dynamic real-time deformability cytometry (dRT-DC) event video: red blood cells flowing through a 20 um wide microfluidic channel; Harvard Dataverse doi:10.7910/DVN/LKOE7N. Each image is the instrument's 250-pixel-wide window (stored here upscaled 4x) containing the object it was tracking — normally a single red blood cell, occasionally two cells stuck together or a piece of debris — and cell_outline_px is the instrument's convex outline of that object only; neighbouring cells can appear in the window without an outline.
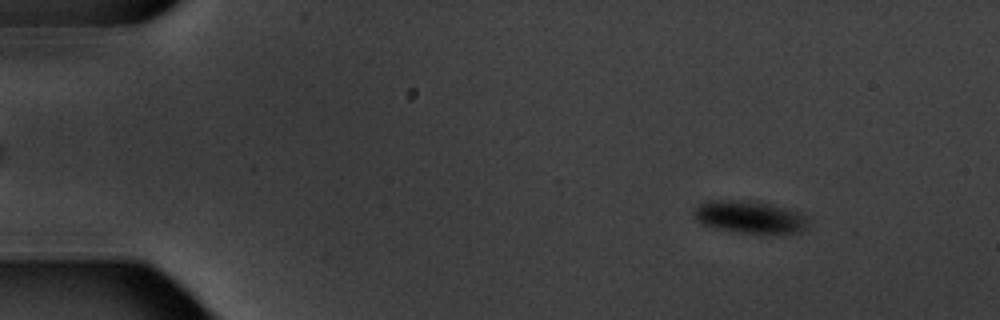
{"species": "common noctule bat (a hibernating species)", "species_latin": "Nyctalus noctula", "temperature_condition": "warm", "stored_images_in_passage": 7, "segment_of_instrument_passage": [1, 2], "camera_frame_rate_fps": 3000, "um_per_image_px": 0.085, "animal": {"sex": "male", "body_mass_g": 20.1, "forearm_length_mm": 53.5}, "frame": {"image": 1, "passage_image": 3, "time_ms": 2.333, "image_size_px": [1000, 320], "cell_outline_px": [[808, 224], [800, 232], [772, 236], [740, 232], [716, 228], [704, 224], [692, 212], [700, 204], [712, 200], [728, 200], [768, 204], [784, 208], [796, 212], [804, 216], [808, 220]], "centroid_in_image_um": [63.78, 18.5], "position_along_channel_um": 21.2, "area_um2": 21.27}}